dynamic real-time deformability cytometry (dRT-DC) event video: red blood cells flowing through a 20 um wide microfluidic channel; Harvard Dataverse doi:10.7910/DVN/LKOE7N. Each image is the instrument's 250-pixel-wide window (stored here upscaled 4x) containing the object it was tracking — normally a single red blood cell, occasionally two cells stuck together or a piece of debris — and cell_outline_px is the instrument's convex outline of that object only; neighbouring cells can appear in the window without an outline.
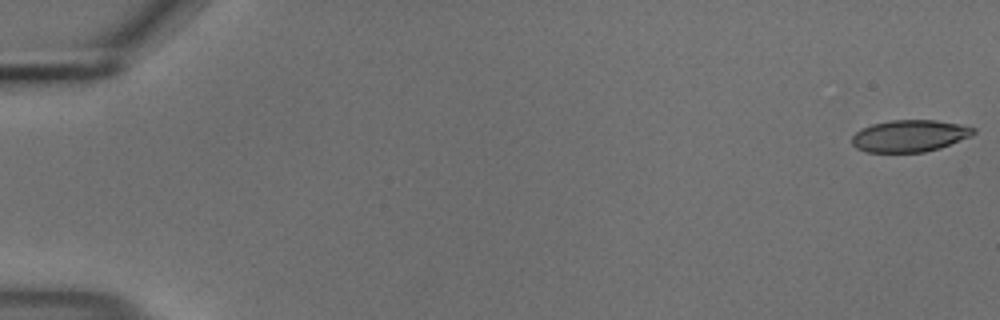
{"species": "common noctule bat (a hibernating species)", "species_latin": "Nyctalus noctula", "temperature_condition": "cold", "stored_images_in_passage": 55, "camera_frame_rate_fps": 3000, "um_per_image_px": 0.085, "animal": {"sex": "male", "body_mass_g": 18.8}, "frame": {"image": 1, "passage_image": 1, "time_ms": 0.0, "image_size_px": [1000, 320], "cell_outline_px": [[976, 132], [972, 136], [940, 148], [924, 152], [864, 152], [856, 148], [852, 144], [852, 136], [856, 132], [872, 124], [892, 120], [936, 120], [960, 124], [976, 128]], "centroid_in_image_um": [77.34, 11.55], "position_along_channel_um": 7.7, "area_um2": 22.66}}
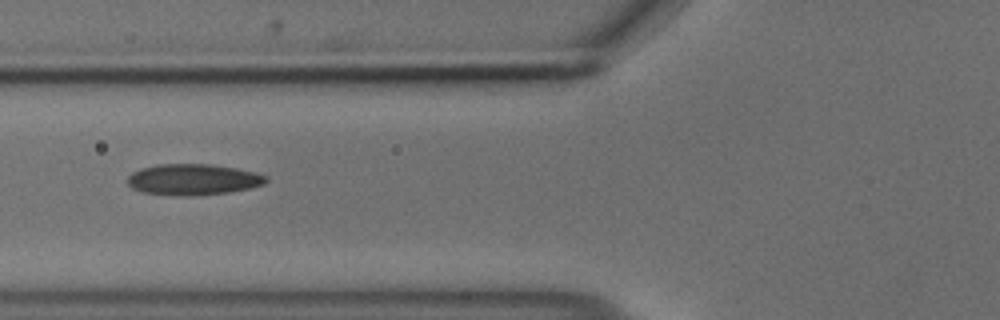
{"frame": {"image": 2, "passage_image": 22, "time_ms": 7.0, "image_size_px": [1000, 320], "cell_outline_px": [[268, 180], [264, 184], [248, 188], [228, 192], [184, 196], [180, 196], [144, 192], [132, 188], [128, 184], [128, 176], [132, 172], [140, 168], [156, 164], [212, 164], [236, 168], [256, 172], [268, 176]], "centroid_in_image_um": [16.41, 15.24], "position_along_channel_um": 109.4, "area_um2": 25.03}}
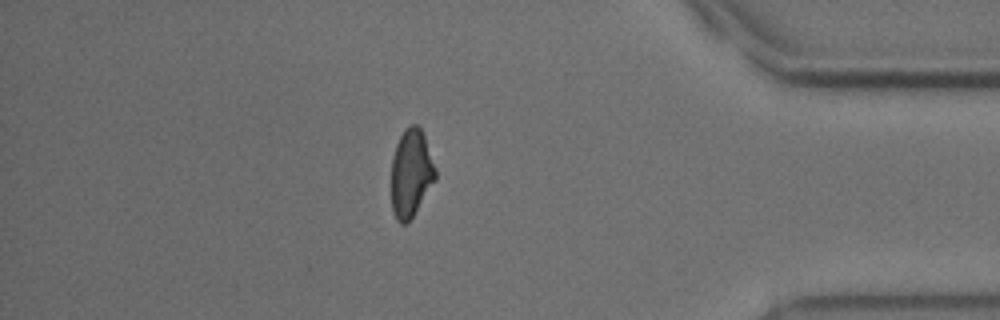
{"frame": {"image": 3, "passage_image": 48, "time_ms": 15.667, "image_size_px": [1000, 320], "cell_outline_px": [[436, 180], [408, 224], [400, 224], [396, 220], [392, 212], [392, 156], [396, 144], [404, 128], [408, 124], [416, 124], [420, 128], [424, 136], [436, 168]], "centroid_in_image_um": [34.93, 14.74], "position_along_channel_um": 400.3, "area_um2": 22.83}, "authors_computed_cell_mechanics": {"area_um2": 23.987, "velocity_mm_per_s": 3.7027, "shape_relaxation_time_tau1_ms": 7.0228, "shape_relaxation_time_tau2_ms": 2.0301, "deformation_change_tau1": 0.1703, "deformation_change_tau2": 0.0934}}